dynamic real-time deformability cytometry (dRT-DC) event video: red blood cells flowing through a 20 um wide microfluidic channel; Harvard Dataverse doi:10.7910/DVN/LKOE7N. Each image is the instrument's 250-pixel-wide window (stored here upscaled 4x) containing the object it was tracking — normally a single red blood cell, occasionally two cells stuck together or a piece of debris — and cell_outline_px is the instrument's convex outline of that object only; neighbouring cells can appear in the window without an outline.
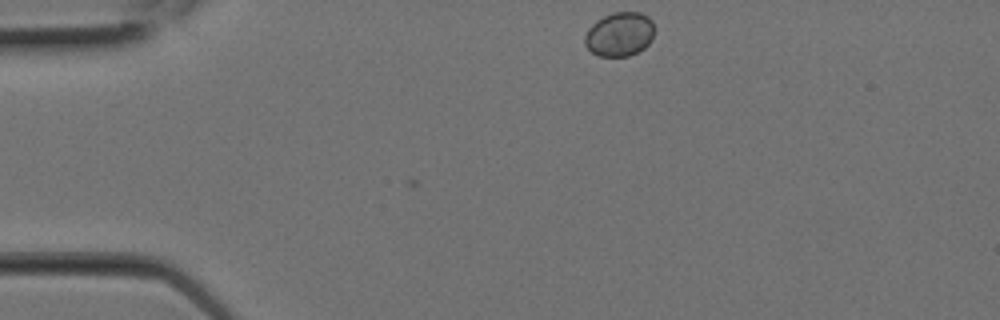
{"species": "Egyptian fruit bat (a non-hibernating species)", "species_latin": "Rousettus aegyptiacus", "temperature_condition": "room temperature", "stored_images_in_passage": 6, "camera_frame_rate_fps": 3000, "um_per_image_px": 0.085, "animal": {"sex": "female"}, "frame": {"image": 1, "passage_image": 1, "time_ms": 0.0, "image_size_px": [1000, 320], "cell_outline_px": [[656, 28], [652, 40], [644, 48], [628, 56], [596, 56], [584, 44], [584, 36], [588, 28], [596, 20], [612, 12], [640, 12], [648, 16], [652, 20]], "centroid_in_image_um": [52.67, 2.9], "position_along_channel_um": 32.3, "area_um2": 18.21}}
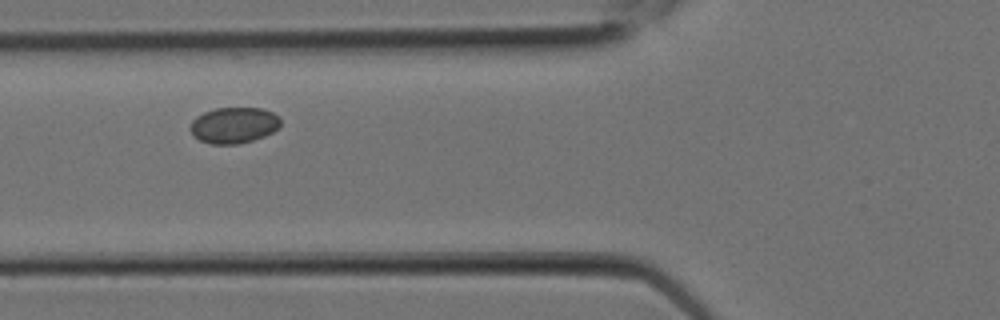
{"frame": {"image": 2, "passage_image": 5, "time_ms": 1.333, "image_size_px": [1000, 320], "cell_outline_px": [[280, 124], [272, 132], [264, 136], [240, 144], [212, 144], [200, 140], [192, 136], [188, 128], [192, 120], [196, 116], [204, 112], [216, 108], [264, 108], [280, 116]], "centroid_in_image_um": [19.84, 10.64], "position_along_channel_um": 106.0, "area_um2": 19.13}}
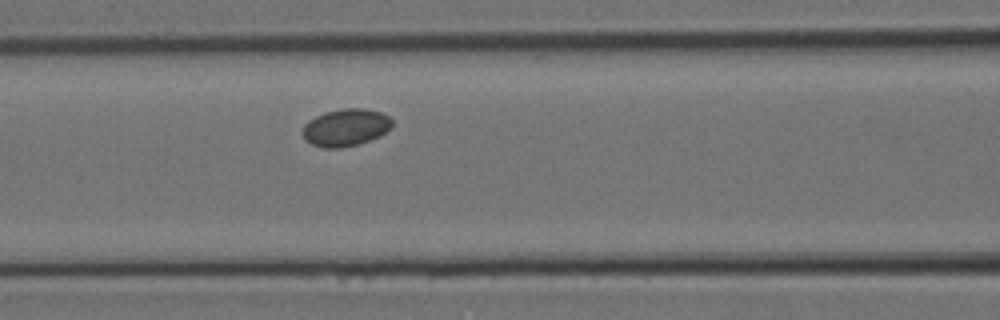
{"frame": {"image": 3, "passage_image": 6, "time_ms": 1.667, "image_size_px": [1000, 320], "cell_outline_px": [[392, 128], [380, 136], [356, 144], [340, 148], [324, 148], [312, 144], [304, 140], [304, 124], [308, 120], [324, 112], [344, 108], [364, 108], [384, 112], [392, 120]], "centroid_in_image_um": [29.41, 10.82], "position_along_channel_um": 137.2, "area_um2": 19.54}}